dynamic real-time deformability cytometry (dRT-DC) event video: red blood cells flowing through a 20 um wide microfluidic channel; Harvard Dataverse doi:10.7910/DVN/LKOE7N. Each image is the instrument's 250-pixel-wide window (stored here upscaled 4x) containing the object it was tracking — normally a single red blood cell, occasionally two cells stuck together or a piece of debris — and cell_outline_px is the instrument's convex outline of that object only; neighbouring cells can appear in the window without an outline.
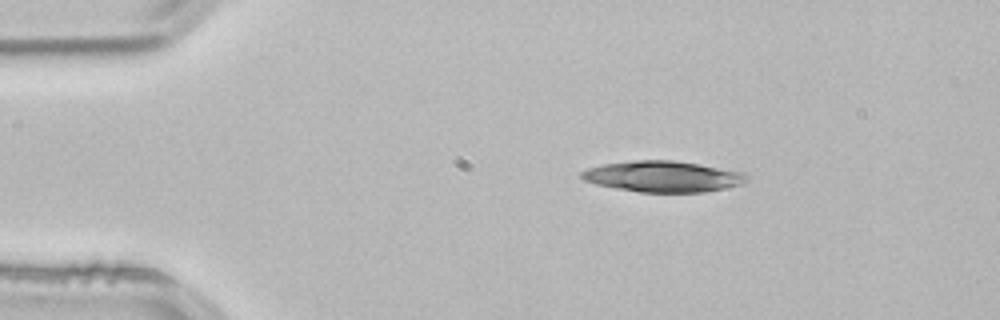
{"species": "common noctule bat (a hibernating species)", "species_latin": "Nyctalus noctula", "temperature_condition": "room temperature", "stored_images_in_passage": 44, "camera_frame_rate_fps": 3000, "um_per_image_px": 0.085, "animal": {"sex": "male", "body_mass_g": 21.5, "forearm_length_mm": 52.0}, "frame": {"image": 1, "passage_image": 1, "time_ms": 0.0, "image_size_px": [1000, 320], "cell_outline_px": [[748, 180], [740, 184], [704, 192], [640, 192], [616, 188], [596, 184], [584, 180], [580, 176], [580, 172], [588, 168], [604, 164], [636, 160], [672, 160], [700, 164], [744, 172], [748, 176]], "centroid_in_image_um": [56.34, 14.99], "position_along_channel_um": 28.7, "area_um2": 29.65}}